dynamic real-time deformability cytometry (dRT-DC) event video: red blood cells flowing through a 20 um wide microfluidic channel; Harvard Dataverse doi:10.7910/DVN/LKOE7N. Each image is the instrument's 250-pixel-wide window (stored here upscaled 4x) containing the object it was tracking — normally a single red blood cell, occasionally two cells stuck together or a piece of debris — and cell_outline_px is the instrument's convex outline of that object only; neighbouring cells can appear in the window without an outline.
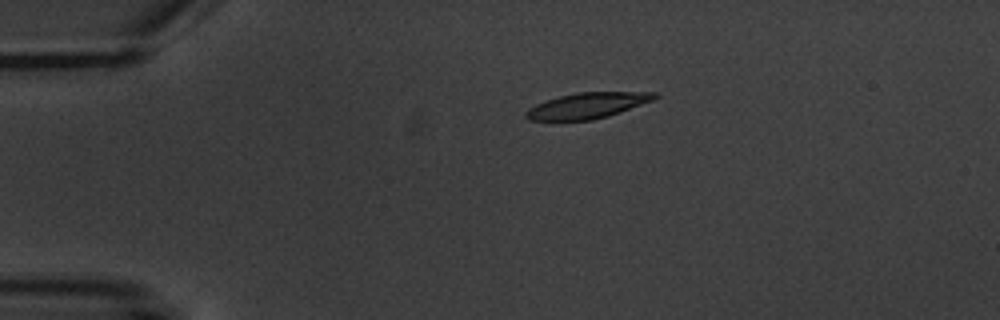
{"species": "common noctule bat (a hibernating species)", "species_latin": "Nyctalus noctula", "temperature_condition": "warm", "stored_images_in_passage": 4, "camera_frame_rate_fps": 3000, "um_per_image_px": 0.085, "animal": {"sex": "male", "body_mass_g": 20.1, "forearm_length_mm": 53.5}, "frame": {"image": 1, "passage_image": 1, "time_ms": 0.0, "image_size_px": [1000, 320], "cell_outline_px": [[660, 96], [652, 100], [608, 116], [592, 120], [532, 120], [524, 116], [524, 112], [528, 108], [544, 100], [576, 92], [660, 92]], "centroid_in_image_um": [49.91, 8.96], "position_along_channel_um": 35.1, "area_um2": 19.25}}
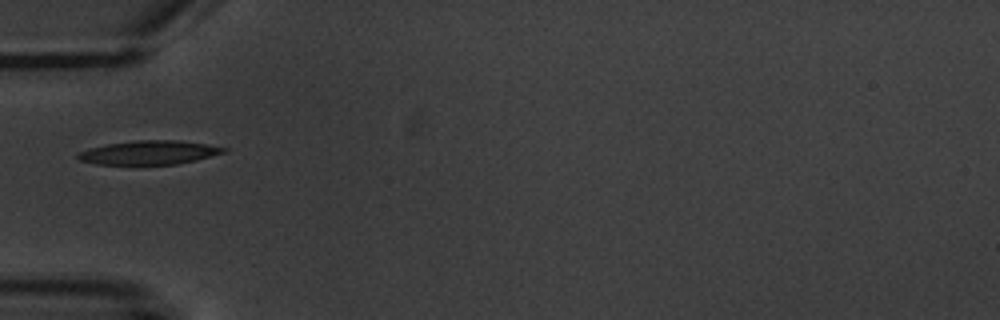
{"frame": {"image": 2, "passage_image": 3, "time_ms": 2.333, "image_size_px": [1000, 320], "cell_outline_px": [[228, 148], [224, 152], [196, 160], [176, 164], [96, 164], [80, 160], [76, 156], [80, 152], [92, 148], [108, 144], [136, 140], [180, 140], [208, 144]], "centroid_in_image_um": [12.71, 12.96], "position_along_channel_um": 72.3, "area_um2": 20.0}}